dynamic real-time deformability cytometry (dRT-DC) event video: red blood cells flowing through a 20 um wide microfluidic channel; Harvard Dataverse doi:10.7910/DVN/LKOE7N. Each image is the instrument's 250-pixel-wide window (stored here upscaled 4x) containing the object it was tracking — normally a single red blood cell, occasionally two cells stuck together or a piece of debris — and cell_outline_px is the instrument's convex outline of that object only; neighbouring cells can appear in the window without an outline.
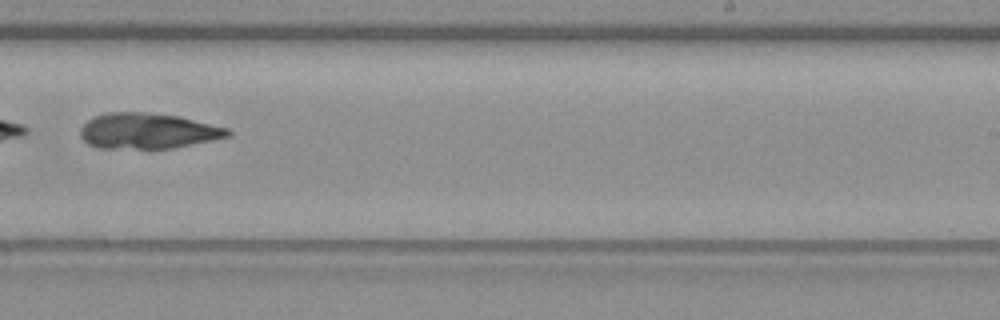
{"species": "common noctule bat (a hibernating species)", "species_latin": "Nyctalus noctula", "temperature_condition": "warm", "stored_images_in_passage": 23, "camera_frame_rate_fps": 3000, "um_per_image_px": 0.085, "animal": {"sex": "female", "body_mass_g": 19.3, "forearm_length_mm": 54.1}, "frame": {"image": 1, "passage_image": 17, "time_ms": 5.333, "image_size_px": [1000, 320], "cell_outline_px": [[232, 132], [228, 136], [212, 140], [172, 148], [96, 148], [88, 144], [80, 136], [80, 128], [88, 120], [96, 116], [108, 112], [144, 112], [180, 116], [228, 128]], "centroid_in_image_um": [12.54, 11.13], "position_along_channel_um": 276.5, "area_um2": 30.52}}
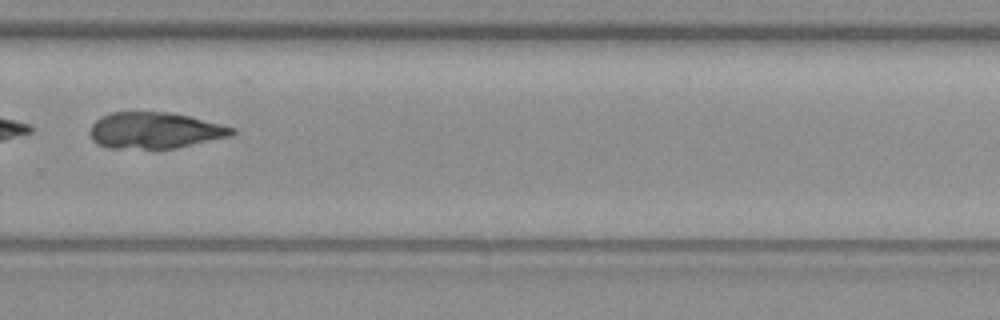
{"frame": {"image": 2, "passage_image": 20, "time_ms": 6.333, "image_size_px": [1000, 320], "cell_outline_px": [[236, 132], [232, 136], [176, 148], [108, 148], [96, 144], [92, 140], [88, 132], [92, 124], [100, 116], [112, 112], [168, 112], [188, 116], [236, 128]], "centroid_in_image_um": [13.13, 11.09], "position_along_channel_um": 316.7, "area_um2": 30.11}}